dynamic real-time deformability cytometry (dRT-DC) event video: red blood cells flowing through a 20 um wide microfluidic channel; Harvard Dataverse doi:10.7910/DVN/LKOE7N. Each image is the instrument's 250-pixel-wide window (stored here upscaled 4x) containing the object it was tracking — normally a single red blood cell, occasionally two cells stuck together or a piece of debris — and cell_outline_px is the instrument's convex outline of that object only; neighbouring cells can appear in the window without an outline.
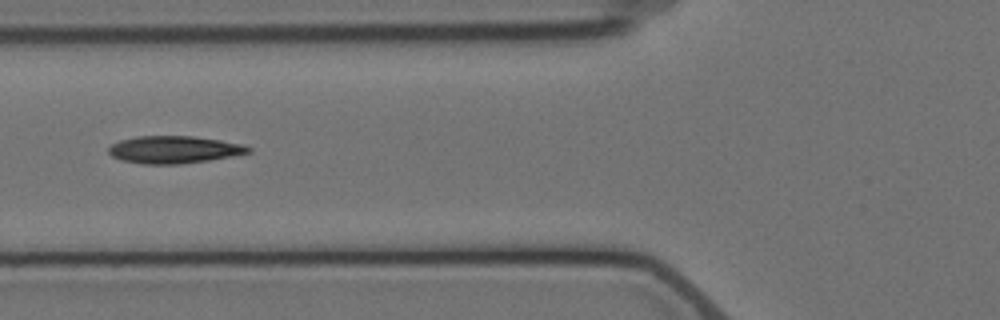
{"species": "Egyptian fruit bat (a non-hibernating species)", "species_latin": "Rousettus aegyptiacus", "temperature_condition": "cold", "stored_images_in_passage": 8, "camera_frame_rate_fps": 3000, "um_per_image_px": 0.085, "animal": {"sex": "female"}, "frame": {"image": 1, "passage_image": 7, "time_ms": 7.0, "image_size_px": [1000, 320], "cell_outline_px": [[252, 152], [232, 156], [208, 160], [180, 164], [144, 164], [120, 160], [112, 156], [108, 152], [108, 148], [112, 144], [120, 140], [136, 136], [192, 136], [220, 140], [244, 144], [252, 148]], "centroid_in_image_um": [14.8, 12.72], "position_along_channel_um": 111.0, "area_um2": 22.37}}
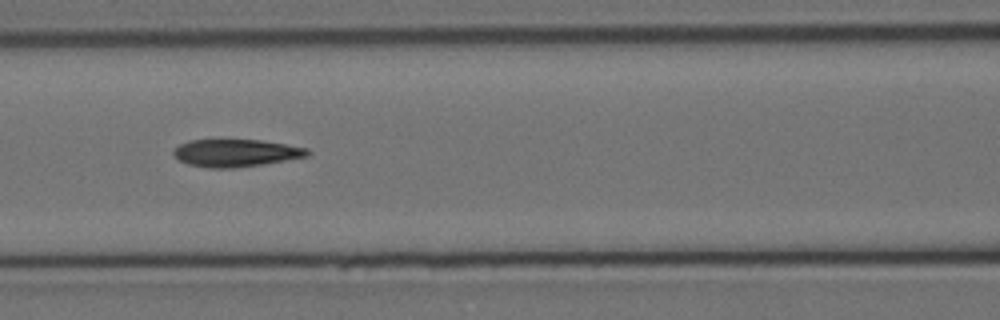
{"frame": {"image": 2, "passage_image": 8, "time_ms": 8.0, "image_size_px": [1000, 320], "cell_outline_px": [[312, 152], [308, 156], [236, 168], [208, 168], [188, 164], [176, 160], [172, 152], [172, 148], [188, 140], [260, 140], [308, 148]], "centroid_in_image_um": [19.98, 13.0], "position_along_channel_um": 146.6, "area_um2": 21.5}}